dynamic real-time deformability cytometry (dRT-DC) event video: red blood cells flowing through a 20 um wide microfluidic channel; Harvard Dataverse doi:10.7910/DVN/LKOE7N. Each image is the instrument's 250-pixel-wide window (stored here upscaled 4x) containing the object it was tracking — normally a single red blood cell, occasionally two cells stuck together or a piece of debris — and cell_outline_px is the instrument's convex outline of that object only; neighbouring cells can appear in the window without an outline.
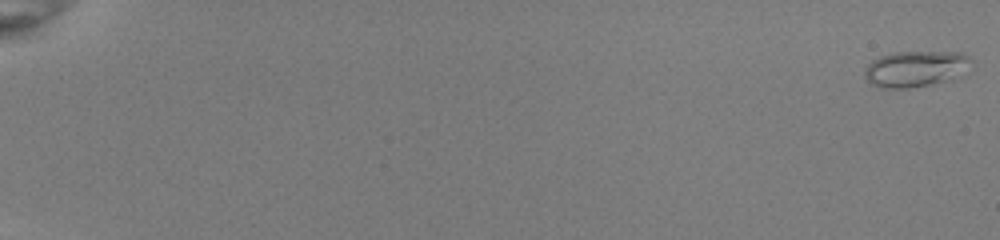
{"species": "common noctule bat (a hibernating species)", "species_latin": "Nyctalus noctula", "temperature_condition": "room temperature", "stored_images_in_passage": 53, "camera_frame_rate_fps": 3000, "um_per_image_px": 0.085, "animal": {"sex": "female", "body_mass_g": 22.0, "forearm_length_mm": 56.7}, "frame": {"image": 1, "passage_image": 1, "time_ms": 0.0, "image_size_px": [1000, 240], "cell_outline_px": [[972, 60], [944, 80], [928, 84], [908, 88], [880, 88], [872, 84], [864, 76], [864, 72], [868, 64], [872, 60], [880, 56], [892, 52], [960, 52], [968, 56]], "centroid_in_image_um": [77.65, 5.82], "position_along_channel_um": 7.4, "area_um2": 21.33}}
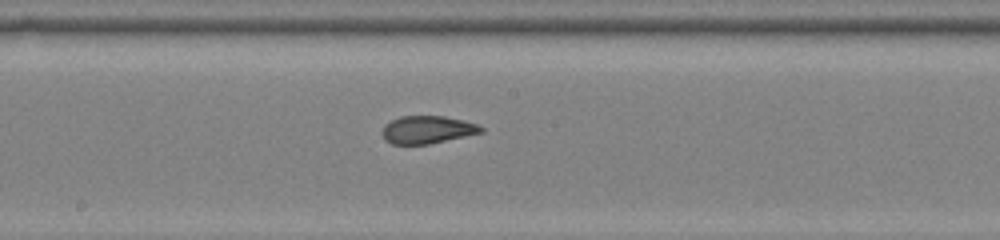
{"frame": {"image": 2, "passage_image": 32, "time_ms": 10.333, "image_size_px": [1000, 240], "cell_outline_px": [[484, 132], [428, 144], [392, 144], [384, 140], [380, 132], [384, 124], [400, 116], [444, 116], [464, 120], [476, 124], [484, 128]], "centroid_in_image_um": [36.29, 11.02], "position_along_channel_um": 211.9, "area_um2": 16.07}}
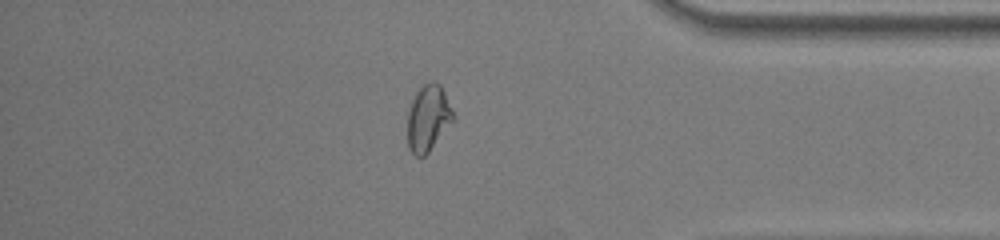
{"frame": {"image": 3, "passage_image": 47, "time_ms": 15.333, "image_size_px": [1000, 240], "cell_outline_px": [[456, 120], [428, 152], [424, 156], [416, 156], [408, 148], [408, 112], [412, 100], [416, 92], [424, 84], [432, 80], [440, 84], [456, 116]], "centroid_in_image_um": [36.43, 10.04], "position_along_channel_um": 398.8, "area_um2": 17.8}, "authors_computed_cell_mechanics": {"area_um2": 17.629, "velocity_mm_per_s": 4.028, "shape_relaxation_time_tau1_ms": null, "shape_relaxation_time_tau2_ms": 0.7757, "deformation_change_tau1": null, "deformation_change_tau2": 0.0555}}